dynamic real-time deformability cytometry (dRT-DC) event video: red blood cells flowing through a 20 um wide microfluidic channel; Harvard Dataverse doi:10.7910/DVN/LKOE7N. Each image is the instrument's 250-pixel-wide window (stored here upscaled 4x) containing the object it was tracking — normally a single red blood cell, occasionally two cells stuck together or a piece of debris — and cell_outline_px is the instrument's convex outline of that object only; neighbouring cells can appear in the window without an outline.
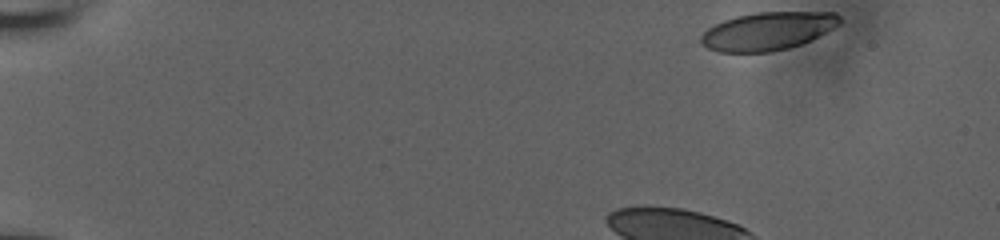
{"species": "human", "species_latin": "Homo sapiens", "temperature_condition": "room temperature", "stored_images_in_passage": 40, "camera_frame_rate_fps": 3000, "um_per_image_px": 0.085, "donor": {"sex": "male"}, "frame": {"image": 1, "passage_image": 1, "time_ms": 0.0, "image_size_px": [1000, 240], "cell_outline_px": [[840, 24], [812, 40], [788, 48], [772, 52], [720, 52], [708, 48], [700, 44], [700, 36], [708, 28], [724, 20], [736, 16], [756, 12], [836, 12], [840, 16]], "centroid_in_image_um": [65.26, 2.64], "position_along_channel_um": 19.7, "area_um2": 30.87}}
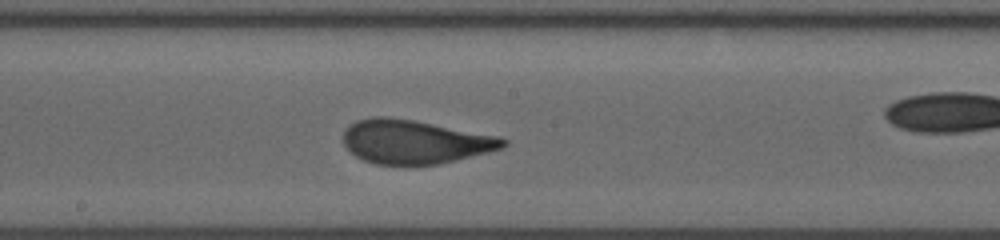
{"frame": {"image": 2, "passage_image": 24, "time_ms": 7.667, "image_size_px": [1000, 240], "cell_outline_px": [[508, 144], [504, 148], [456, 160], [436, 164], [376, 164], [364, 160], [356, 156], [344, 144], [344, 132], [356, 120], [372, 116], [388, 116], [416, 120], [500, 136], [508, 140]], "centroid_in_image_um": [35.3, 12.03], "position_along_channel_um": 212.9, "area_um2": 40.81}}
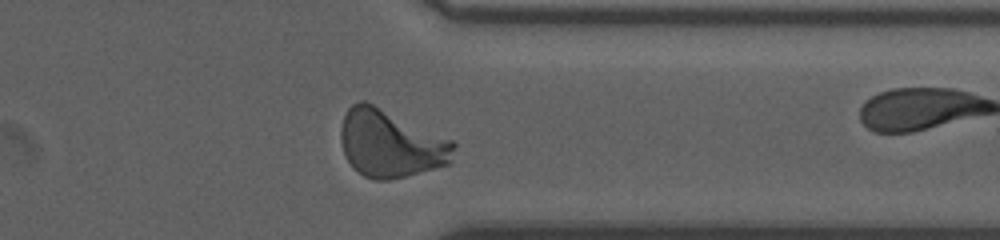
{"frame": {"image": 3, "passage_image": 37, "time_ms": 12.0, "image_size_px": [1000, 240], "cell_outline_px": [[456, 144], [452, 160], [448, 164], [404, 176], [388, 180], [376, 180], [364, 176], [352, 168], [344, 152], [340, 140], [340, 128], [344, 116], [348, 108], [352, 104], [360, 100], [364, 100], [452, 140]], "centroid_in_image_um": [33.17, 12.21], "position_along_channel_um": 378.2, "area_um2": 44.1}}